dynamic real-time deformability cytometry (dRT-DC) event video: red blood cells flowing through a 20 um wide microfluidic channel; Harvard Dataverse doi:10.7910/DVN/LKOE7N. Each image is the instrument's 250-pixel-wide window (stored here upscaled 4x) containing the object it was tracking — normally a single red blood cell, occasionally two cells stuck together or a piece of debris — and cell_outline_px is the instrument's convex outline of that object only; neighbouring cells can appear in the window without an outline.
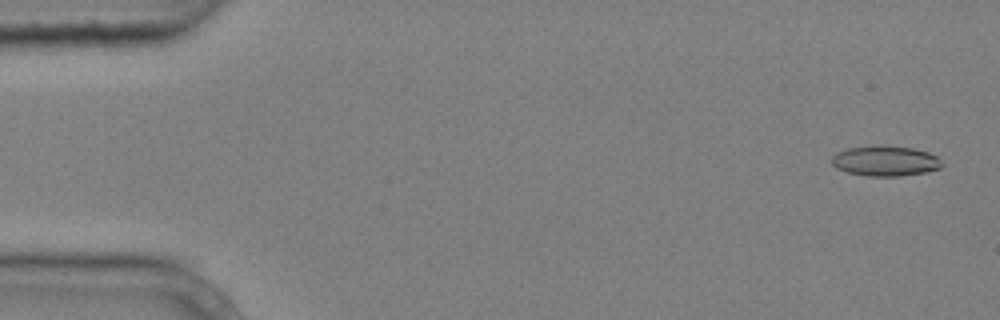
{"species": "common noctule bat (a hibernating species)", "species_latin": "Nyctalus noctula", "temperature_condition": "cold", "stored_images_in_passage": 10, "camera_frame_rate_fps": 3000, "um_per_image_px": 0.085, "animal": {"sex": "male", "body_mass_g": 20.4}, "frame": {"image": 1, "passage_image": 1, "time_ms": 0.0, "image_size_px": [1000, 320], "cell_outline_px": [[940, 168], [924, 172], [900, 176], [868, 176], [848, 172], [836, 168], [832, 164], [832, 156], [836, 152], [848, 148], [872, 144], [884, 144], [912, 148], [928, 152], [936, 156], [940, 160]], "centroid_in_image_um": [75.2, 13.65], "position_along_channel_um": 9.8, "area_um2": 19.59}}
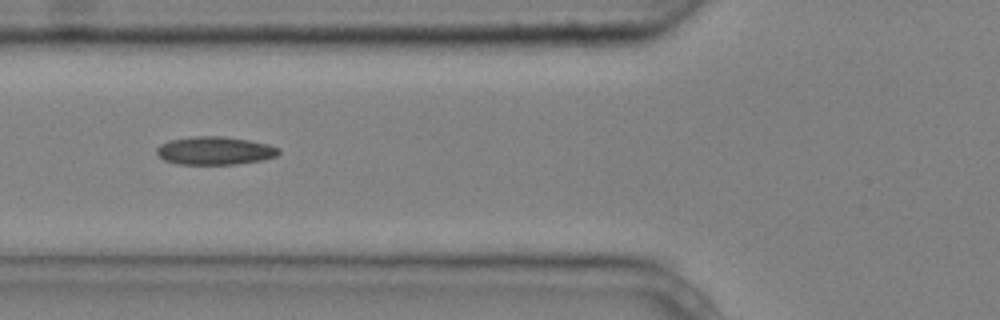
{"frame": {"image": 2, "passage_image": 5, "time_ms": 1.333, "image_size_px": [1000, 320], "cell_outline_px": [[280, 152], [276, 156], [260, 160], [232, 164], [180, 164], [164, 160], [156, 152], [156, 148], [160, 144], [168, 140], [196, 136], [220, 136], [248, 140], [268, 144], [280, 148]], "centroid_in_image_um": [18.24, 12.8], "position_along_channel_um": 107.6, "area_um2": 19.83}}
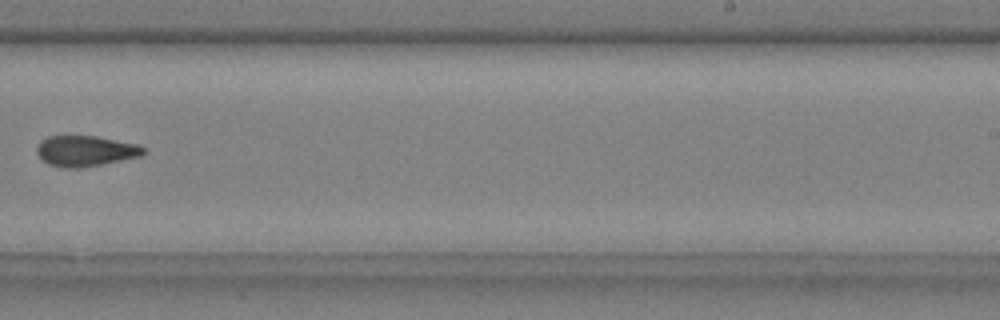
{"frame": {"image": 3, "passage_image": 9, "time_ms": 2.667, "image_size_px": [1000, 320], "cell_outline_px": [[148, 152], [140, 156], [100, 164], [76, 168], [64, 168], [48, 164], [36, 152], [36, 148], [40, 140], [48, 136], [96, 136], [136, 144], [144, 148]], "centroid_in_image_um": [7.24, 12.82], "position_along_channel_um": 281.8, "area_um2": 18.84}}